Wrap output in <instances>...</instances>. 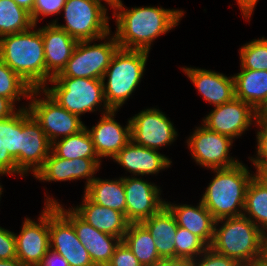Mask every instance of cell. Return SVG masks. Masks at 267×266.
I'll list each match as a JSON object with an SVG mask.
<instances>
[{
  "label": "cell",
  "instance_id": "cell-25",
  "mask_svg": "<svg viewBox=\"0 0 267 266\" xmlns=\"http://www.w3.org/2000/svg\"><path fill=\"white\" fill-rule=\"evenodd\" d=\"M0 171L25 177L20 172V109L0 118Z\"/></svg>",
  "mask_w": 267,
  "mask_h": 266
},
{
  "label": "cell",
  "instance_id": "cell-22",
  "mask_svg": "<svg viewBox=\"0 0 267 266\" xmlns=\"http://www.w3.org/2000/svg\"><path fill=\"white\" fill-rule=\"evenodd\" d=\"M182 68L203 99L210 105L219 106L235 98L233 76L227 77L219 72L195 67Z\"/></svg>",
  "mask_w": 267,
  "mask_h": 266
},
{
  "label": "cell",
  "instance_id": "cell-7",
  "mask_svg": "<svg viewBox=\"0 0 267 266\" xmlns=\"http://www.w3.org/2000/svg\"><path fill=\"white\" fill-rule=\"evenodd\" d=\"M102 0H66L64 11L65 25H60L58 19L54 23L66 31L77 41L100 40L111 33L109 27L110 17L107 16L108 8Z\"/></svg>",
  "mask_w": 267,
  "mask_h": 266
},
{
  "label": "cell",
  "instance_id": "cell-42",
  "mask_svg": "<svg viewBox=\"0 0 267 266\" xmlns=\"http://www.w3.org/2000/svg\"><path fill=\"white\" fill-rule=\"evenodd\" d=\"M237 4L239 6V9L242 12L243 18H245L247 21L250 20L255 6L257 5V2L259 0H236Z\"/></svg>",
  "mask_w": 267,
  "mask_h": 266
},
{
  "label": "cell",
  "instance_id": "cell-11",
  "mask_svg": "<svg viewBox=\"0 0 267 266\" xmlns=\"http://www.w3.org/2000/svg\"><path fill=\"white\" fill-rule=\"evenodd\" d=\"M45 205H54L57 210L73 225L81 244L89 252L95 266H107L115 248L122 241L120 238L100 232L84 221L72 208L65 209L56 199L46 195Z\"/></svg>",
  "mask_w": 267,
  "mask_h": 266
},
{
  "label": "cell",
  "instance_id": "cell-27",
  "mask_svg": "<svg viewBox=\"0 0 267 266\" xmlns=\"http://www.w3.org/2000/svg\"><path fill=\"white\" fill-rule=\"evenodd\" d=\"M233 78L235 97L260 114L267 107V71L241 69Z\"/></svg>",
  "mask_w": 267,
  "mask_h": 266
},
{
  "label": "cell",
  "instance_id": "cell-12",
  "mask_svg": "<svg viewBox=\"0 0 267 266\" xmlns=\"http://www.w3.org/2000/svg\"><path fill=\"white\" fill-rule=\"evenodd\" d=\"M20 108V172L33 176L42 168L48 158L52 144L41 125L33 118L28 105Z\"/></svg>",
  "mask_w": 267,
  "mask_h": 266
},
{
  "label": "cell",
  "instance_id": "cell-17",
  "mask_svg": "<svg viewBox=\"0 0 267 266\" xmlns=\"http://www.w3.org/2000/svg\"><path fill=\"white\" fill-rule=\"evenodd\" d=\"M49 233L50 248L62 255L70 266H95L73 225L54 205H49Z\"/></svg>",
  "mask_w": 267,
  "mask_h": 266
},
{
  "label": "cell",
  "instance_id": "cell-10",
  "mask_svg": "<svg viewBox=\"0 0 267 266\" xmlns=\"http://www.w3.org/2000/svg\"><path fill=\"white\" fill-rule=\"evenodd\" d=\"M186 143L196 164L207 169L229 168L240 162L229 155L233 140L203 124L196 127Z\"/></svg>",
  "mask_w": 267,
  "mask_h": 266
},
{
  "label": "cell",
  "instance_id": "cell-26",
  "mask_svg": "<svg viewBox=\"0 0 267 266\" xmlns=\"http://www.w3.org/2000/svg\"><path fill=\"white\" fill-rule=\"evenodd\" d=\"M141 224L155 241L160 258L162 260L175 259V238L178 225L171 211L164 206Z\"/></svg>",
  "mask_w": 267,
  "mask_h": 266
},
{
  "label": "cell",
  "instance_id": "cell-52",
  "mask_svg": "<svg viewBox=\"0 0 267 266\" xmlns=\"http://www.w3.org/2000/svg\"><path fill=\"white\" fill-rule=\"evenodd\" d=\"M260 114L267 116V107Z\"/></svg>",
  "mask_w": 267,
  "mask_h": 266
},
{
  "label": "cell",
  "instance_id": "cell-29",
  "mask_svg": "<svg viewBox=\"0 0 267 266\" xmlns=\"http://www.w3.org/2000/svg\"><path fill=\"white\" fill-rule=\"evenodd\" d=\"M122 241L142 266H153L162 260L157 252L155 241L141 223H129Z\"/></svg>",
  "mask_w": 267,
  "mask_h": 266
},
{
  "label": "cell",
  "instance_id": "cell-19",
  "mask_svg": "<svg viewBox=\"0 0 267 266\" xmlns=\"http://www.w3.org/2000/svg\"><path fill=\"white\" fill-rule=\"evenodd\" d=\"M117 111L111 109L101 114L102 116L98 123L90 129L85 126L100 159L106 157L113 158L131 140L130 119L127 120L126 126L120 125L115 120V113Z\"/></svg>",
  "mask_w": 267,
  "mask_h": 266
},
{
  "label": "cell",
  "instance_id": "cell-36",
  "mask_svg": "<svg viewBox=\"0 0 267 266\" xmlns=\"http://www.w3.org/2000/svg\"><path fill=\"white\" fill-rule=\"evenodd\" d=\"M259 128L256 133V155L250 157V161L253 163L255 168L267 167V116L259 114L257 121L254 125Z\"/></svg>",
  "mask_w": 267,
  "mask_h": 266
},
{
  "label": "cell",
  "instance_id": "cell-47",
  "mask_svg": "<svg viewBox=\"0 0 267 266\" xmlns=\"http://www.w3.org/2000/svg\"><path fill=\"white\" fill-rule=\"evenodd\" d=\"M14 1L18 4V6L24 8L30 14L32 13L35 0H14Z\"/></svg>",
  "mask_w": 267,
  "mask_h": 266
},
{
  "label": "cell",
  "instance_id": "cell-49",
  "mask_svg": "<svg viewBox=\"0 0 267 266\" xmlns=\"http://www.w3.org/2000/svg\"><path fill=\"white\" fill-rule=\"evenodd\" d=\"M106 4H108L111 8H113L115 5L121 2V0H102Z\"/></svg>",
  "mask_w": 267,
  "mask_h": 266
},
{
  "label": "cell",
  "instance_id": "cell-33",
  "mask_svg": "<svg viewBox=\"0 0 267 266\" xmlns=\"http://www.w3.org/2000/svg\"><path fill=\"white\" fill-rule=\"evenodd\" d=\"M32 87L0 59V96L9 99L15 106L23 97L29 99Z\"/></svg>",
  "mask_w": 267,
  "mask_h": 266
},
{
  "label": "cell",
  "instance_id": "cell-3",
  "mask_svg": "<svg viewBox=\"0 0 267 266\" xmlns=\"http://www.w3.org/2000/svg\"><path fill=\"white\" fill-rule=\"evenodd\" d=\"M211 170L216 174L200 199L203 205L215 220L242 216L246 190L255 174L241 161L229 168Z\"/></svg>",
  "mask_w": 267,
  "mask_h": 266
},
{
  "label": "cell",
  "instance_id": "cell-2",
  "mask_svg": "<svg viewBox=\"0 0 267 266\" xmlns=\"http://www.w3.org/2000/svg\"><path fill=\"white\" fill-rule=\"evenodd\" d=\"M36 27L1 37L0 59L33 89H42L45 87V53L40 28Z\"/></svg>",
  "mask_w": 267,
  "mask_h": 266
},
{
  "label": "cell",
  "instance_id": "cell-43",
  "mask_svg": "<svg viewBox=\"0 0 267 266\" xmlns=\"http://www.w3.org/2000/svg\"><path fill=\"white\" fill-rule=\"evenodd\" d=\"M18 110L9 99L0 96V118L11 117Z\"/></svg>",
  "mask_w": 267,
  "mask_h": 266
},
{
  "label": "cell",
  "instance_id": "cell-14",
  "mask_svg": "<svg viewBox=\"0 0 267 266\" xmlns=\"http://www.w3.org/2000/svg\"><path fill=\"white\" fill-rule=\"evenodd\" d=\"M258 116L259 113L252 106L235 97L229 102L215 106L203 118L202 123L209 130L235 140L257 121Z\"/></svg>",
  "mask_w": 267,
  "mask_h": 266
},
{
  "label": "cell",
  "instance_id": "cell-45",
  "mask_svg": "<svg viewBox=\"0 0 267 266\" xmlns=\"http://www.w3.org/2000/svg\"><path fill=\"white\" fill-rule=\"evenodd\" d=\"M153 266H192V260H180V259L161 260Z\"/></svg>",
  "mask_w": 267,
  "mask_h": 266
},
{
  "label": "cell",
  "instance_id": "cell-32",
  "mask_svg": "<svg viewBox=\"0 0 267 266\" xmlns=\"http://www.w3.org/2000/svg\"><path fill=\"white\" fill-rule=\"evenodd\" d=\"M30 13L14 0H0V38L33 27Z\"/></svg>",
  "mask_w": 267,
  "mask_h": 266
},
{
  "label": "cell",
  "instance_id": "cell-40",
  "mask_svg": "<svg viewBox=\"0 0 267 266\" xmlns=\"http://www.w3.org/2000/svg\"><path fill=\"white\" fill-rule=\"evenodd\" d=\"M16 258V239L14 232L0 226V260Z\"/></svg>",
  "mask_w": 267,
  "mask_h": 266
},
{
  "label": "cell",
  "instance_id": "cell-41",
  "mask_svg": "<svg viewBox=\"0 0 267 266\" xmlns=\"http://www.w3.org/2000/svg\"><path fill=\"white\" fill-rule=\"evenodd\" d=\"M37 266H70L68 261L62 255L52 250L46 252Z\"/></svg>",
  "mask_w": 267,
  "mask_h": 266
},
{
  "label": "cell",
  "instance_id": "cell-4",
  "mask_svg": "<svg viewBox=\"0 0 267 266\" xmlns=\"http://www.w3.org/2000/svg\"><path fill=\"white\" fill-rule=\"evenodd\" d=\"M149 53L122 48L116 51L102 78L105 102L110 109L119 110L136 90L143 78Z\"/></svg>",
  "mask_w": 267,
  "mask_h": 266
},
{
  "label": "cell",
  "instance_id": "cell-51",
  "mask_svg": "<svg viewBox=\"0 0 267 266\" xmlns=\"http://www.w3.org/2000/svg\"><path fill=\"white\" fill-rule=\"evenodd\" d=\"M1 175H9V174H7V173H5V172H3V171H0V176ZM2 192H3V188H2V186H1V184H0V199H1V195H2Z\"/></svg>",
  "mask_w": 267,
  "mask_h": 266
},
{
  "label": "cell",
  "instance_id": "cell-37",
  "mask_svg": "<svg viewBox=\"0 0 267 266\" xmlns=\"http://www.w3.org/2000/svg\"><path fill=\"white\" fill-rule=\"evenodd\" d=\"M66 0H35L32 13L30 14L31 20L34 25L44 17L59 15L62 12Z\"/></svg>",
  "mask_w": 267,
  "mask_h": 266
},
{
  "label": "cell",
  "instance_id": "cell-28",
  "mask_svg": "<svg viewBox=\"0 0 267 266\" xmlns=\"http://www.w3.org/2000/svg\"><path fill=\"white\" fill-rule=\"evenodd\" d=\"M84 194L95 204L126 214V195L123 176L112 179H95L84 189Z\"/></svg>",
  "mask_w": 267,
  "mask_h": 266
},
{
  "label": "cell",
  "instance_id": "cell-5",
  "mask_svg": "<svg viewBox=\"0 0 267 266\" xmlns=\"http://www.w3.org/2000/svg\"><path fill=\"white\" fill-rule=\"evenodd\" d=\"M219 223L222 224L218 226ZM261 233L262 231L243 215L219 219L215 221L214 237L210 247L235 259L241 265L257 262L260 256Z\"/></svg>",
  "mask_w": 267,
  "mask_h": 266
},
{
  "label": "cell",
  "instance_id": "cell-1",
  "mask_svg": "<svg viewBox=\"0 0 267 266\" xmlns=\"http://www.w3.org/2000/svg\"><path fill=\"white\" fill-rule=\"evenodd\" d=\"M116 19L114 33L122 49L150 52L153 41L176 27L183 18L184 10L164 9L163 7L125 8L122 1L113 8Z\"/></svg>",
  "mask_w": 267,
  "mask_h": 266
},
{
  "label": "cell",
  "instance_id": "cell-16",
  "mask_svg": "<svg viewBox=\"0 0 267 266\" xmlns=\"http://www.w3.org/2000/svg\"><path fill=\"white\" fill-rule=\"evenodd\" d=\"M126 195L125 218L129 223H141L153 216L165 206L161 189L154 183L141 177H123Z\"/></svg>",
  "mask_w": 267,
  "mask_h": 266
},
{
  "label": "cell",
  "instance_id": "cell-31",
  "mask_svg": "<svg viewBox=\"0 0 267 266\" xmlns=\"http://www.w3.org/2000/svg\"><path fill=\"white\" fill-rule=\"evenodd\" d=\"M243 216L249 218L261 231L267 230V187L255 176L246 190Z\"/></svg>",
  "mask_w": 267,
  "mask_h": 266
},
{
  "label": "cell",
  "instance_id": "cell-20",
  "mask_svg": "<svg viewBox=\"0 0 267 266\" xmlns=\"http://www.w3.org/2000/svg\"><path fill=\"white\" fill-rule=\"evenodd\" d=\"M45 53V86L66 66L78 41L54 23L40 28Z\"/></svg>",
  "mask_w": 267,
  "mask_h": 266
},
{
  "label": "cell",
  "instance_id": "cell-50",
  "mask_svg": "<svg viewBox=\"0 0 267 266\" xmlns=\"http://www.w3.org/2000/svg\"><path fill=\"white\" fill-rule=\"evenodd\" d=\"M241 266H263L258 261L253 263L242 264Z\"/></svg>",
  "mask_w": 267,
  "mask_h": 266
},
{
  "label": "cell",
  "instance_id": "cell-44",
  "mask_svg": "<svg viewBox=\"0 0 267 266\" xmlns=\"http://www.w3.org/2000/svg\"><path fill=\"white\" fill-rule=\"evenodd\" d=\"M258 262L263 266H267V230L261 233L260 256Z\"/></svg>",
  "mask_w": 267,
  "mask_h": 266
},
{
  "label": "cell",
  "instance_id": "cell-21",
  "mask_svg": "<svg viewBox=\"0 0 267 266\" xmlns=\"http://www.w3.org/2000/svg\"><path fill=\"white\" fill-rule=\"evenodd\" d=\"M112 159L130 172L131 176L137 177L156 175L160 170L168 169L172 163L168 156L158 150L137 145L132 140Z\"/></svg>",
  "mask_w": 267,
  "mask_h": 266
},
{
  "label": "cell",
  "instance_id": "cell-9",
  "mask_svg": "<svg viewBox=\"0 0 267 266\" xmlns=\"http://www.w3.org/2000/svg\"><path fill=\"white\" fill-rule=\"evenodd\" d=\"M42 93L45 98L39 95ZM28 110L33 118L41 125L45 135L53 142L80 132L85 128L81 117L68 112L54 101L43 89H32Z\"/></svg>",
  "mask_w": 267,
  "mask_h": 266
},
{
  "label": "cell",
  "instance_id": "cell-6",
  "mask_svg": "<svg viewBox=\"0 0 267 266\" xmlns=\"http://www.w3.org/2000/svg\"><path fill=\"white\" fill-rule=\"evenodd\" d=\"M49 83L53 86L42 89L60 106L79 117L97 111L98 107L102 114L111 110L105 102L101 79L53 77Z\"/></svg>",
  "mask_w": 267,
  "mask_h": 266
},
{
  "label": "cell",
  "instance_id": "cell-35",
  "mask_svg": "<svg viewBox=\"0 0 267 266\" xmlns=\"http://www.w3.org/2000/svg\"><path fill=\"white\" fill-rule=\"evenodd\" d=\"M207 248L208 246L198 236L178 226L175 238V259H196Z\"/></svg>",
  "mask_w": 267,
  "mask_h": 266
},
{
  "label": "cell",
  "instance_id": "cell-8",
  "mask_svg": "<svg viewBox=\"0 0 267 266\" xmlns=\"http://www.w3.org/2000/svg\"><path fill=\"white\" fill-rule=\"evenodd\" d=\"M102 37L101 43L95 40L78 41L66 66L55 77L101 79L111 60L120 48L115 35ZM93 43V44H91Z\"/></svg>",
  "mask_w": 267,
  "mask_h": 266
},
{
  "label": "cell",
  "instance_id": "cell-24",
  "mask_svg": "<svg viewBox=\"0 0 267 266\" xmlns=\"http://www.w3.org/2000/svg\"><path fill=\"white\" fill-rule=\"evenodd\" d=\"M197 206L188 204H174L165 201V206L171 211L176 219L177 225L187 229L198 236L208 247H210L214 237L215 219L208 209L199 200Z\"/></svg>",
  "mask_w": 267,
  "mask_h": 266
},
{
  "label": "cell",
  "instance_id": "cell-23",
  "mask_svg": "<svg viewBox=\"0 0 267 266\" xmlns=\"http://www.w3.org/2000/svg\"><path fill=\"white\" fill-rule=\"evenodd\" d=\"M83 195L81 204L71 208L95 229L123 240L129 225L125 215L117 210L99 206Z\"/></svg>",
  "mask_w": 267,
  "mask_h": 266
},
{
  "label": "cell",
  "instance_id": "cell-46",
  "mask_svg": "<svg viewBox=\"0 0 267 266\" xmlns=\"http://www.w3.org/2000/svg\"><path fill=\"white\" fill-rule=\"evenodd\" d=\"M256 172L255 177L264 185L267 187V167L263 168H255Z\"/></svg>",
  "mask_w": 267,
  "mask_h": 266
},
{
  "label": "cell",
  "instance_id": "cell-30",
  "mask_svg": "<svg viewBox=\"0 0 267 266\" xmlns=\"http://www.w3.org/2000/svg\"><path fill=\"white\" fill-rule=\"evenodd\" d=\"M51 151L67 160L99 158L86 127L78 133L53 142Z\"/></svg>",
  "mask_w": 267,
  "mask_h": 266
},
{
  "label": "cell",
  "instance_id": "cell-18",
  "mask_svg": "<svg viewBox=\"0 0 267 266\" xmlns=\"http://www.w3.org/2000/svg\"><path fill=\"white\" fill-rule=\"evenodd\" d=\"M100 158H77L67 160L56 156L52 151L42 168L34 177L42 182L73 181L85 179V189L95 179L94 174L101 166Z\"/></svg>",
  "mask_w": 267,
  "mask_h": 266
},
{
  "label": "cell",
  "instance_id": "cell-13",
  "mask_svg": "<svg viewBox=\"0 0 267 266\" xmlns=\"http://www.w3.org/2000/svg\"><path fill=\"white\" fill-rule=\"evenodd\" d=\"M131 140L140 146L159 150L171 145L178 133L173 123L159 108H148L130 118Z\"/></svg>",
  "mask_w": 267,
  "mask_h": 266
},
{
  "label": "cell",
  "instance_id": "cell-38",
  "mask_svg": "<svg viewBox=\"0 0 267 266\" xmlns=\"http://www.w3.org/2000/svg\"><path fill=\"white\" fill-rule=\"evenodd\" d=\"M192 266H241V264L208 247L200 256L192 260Z\"/></svg>",
  "mask_w": 267,
  "mask_h": 266
},
{
  "label": "cell",
  "instance_id": "cell-48",
  "mask_svg": "<svg viewBox=\"0 0 267 266\" xmlns=\"http://www.w3.org/2000/svg\"><path fill=\"white\" fill-rule=\"evenodd\" d=\"M0 266H24L17 258L11 260H0Z\"/></svg>",
  "mask_w": 267,
  "mask_h": 266
},
{
  "label": "cell",
  "instance_id": "cell-34",
  "mask_svg": "<svg viewBox=\"0 0 267 266\" xmlns=\"http://www.w3.org/2000/svg\"><path fill=\"white\" fill-rule=\"evenodd\" d=\"M239 50L241 69L267 71V38L253 39Z\"/></svg>",
  "mask_w": 267,
  "mask_h": 266
},
{
  "label": "cell",
  "instance_id": "cell-39",
  "mask_svg": "<svg viewBox=\"0 0 267 266\" xmlns=\"http://www.w3.org/2000/svg\"><path fill=\"white\" fill-rule=\"evenodd\" d=\"M107 266H142L132 251L124 244L123 241L115 248Z\"/></svg>",
  "mask_w": 267,
  "mask_h": 266
},
{
  "label": "cell",
  "instance_id": "cell-15",
  "mask_svg": "<svg viewBox=\"0 0 267 266\" xmlns=\"http://www.w3.org/2000/svg\"><path fill=\"white\" fill-rule=\"evenodd\" d=\"M39 216L38 221L25 218L19 235L14 233L17 259L24 266H37L50 249L49 205Z\"/></svg>",
  "mask_w": 267,
  "mask_h": 266
}]
</instances>
